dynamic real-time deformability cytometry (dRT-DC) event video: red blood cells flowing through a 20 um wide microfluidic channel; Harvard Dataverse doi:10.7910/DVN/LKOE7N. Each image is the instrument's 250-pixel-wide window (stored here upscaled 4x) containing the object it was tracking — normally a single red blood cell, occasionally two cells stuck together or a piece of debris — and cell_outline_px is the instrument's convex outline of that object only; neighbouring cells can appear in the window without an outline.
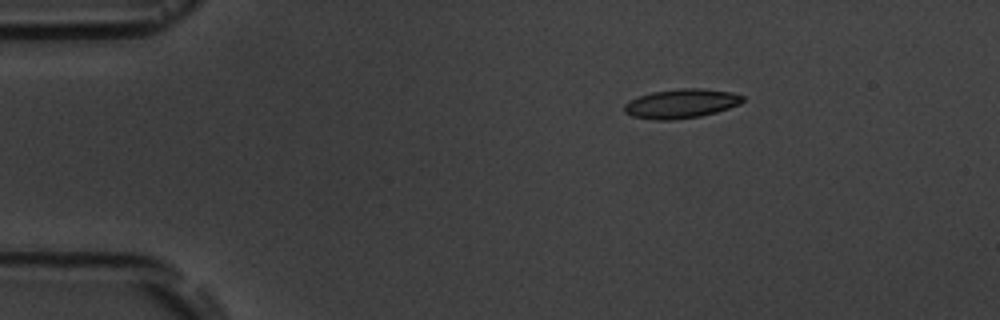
{"species": "common noctule bat (a hibernating species)", "species_latin": "Nyctalus noctula", "temperature_condition": "room temperature", "stored_images_in_passage": 3, "camera_frame_rate_fps": 3000, "um_per_image_px": 0.085, "animal": {"sex": "male", "body_mass_g": 19.5, "forearm_length_mm": 54.6}, "frame": {"image": 1, "passage_image": 1, "time_ms": 0.0, "image_size_px": [1000, 320], "cell_outline_px": [[744, 100], [740, 104], [716, 112], [700, 116], [672, 120], [652, 120], [632, 116], [624, 112], [624, 104], [628, 100], [652, 92], [680, 88], [700, 88], [732, 92], [744, 96]], "centroid_in_image_um": [57.88, 8.81], "position_along_channel_um": 27.1, "area_um2": 20.23}}